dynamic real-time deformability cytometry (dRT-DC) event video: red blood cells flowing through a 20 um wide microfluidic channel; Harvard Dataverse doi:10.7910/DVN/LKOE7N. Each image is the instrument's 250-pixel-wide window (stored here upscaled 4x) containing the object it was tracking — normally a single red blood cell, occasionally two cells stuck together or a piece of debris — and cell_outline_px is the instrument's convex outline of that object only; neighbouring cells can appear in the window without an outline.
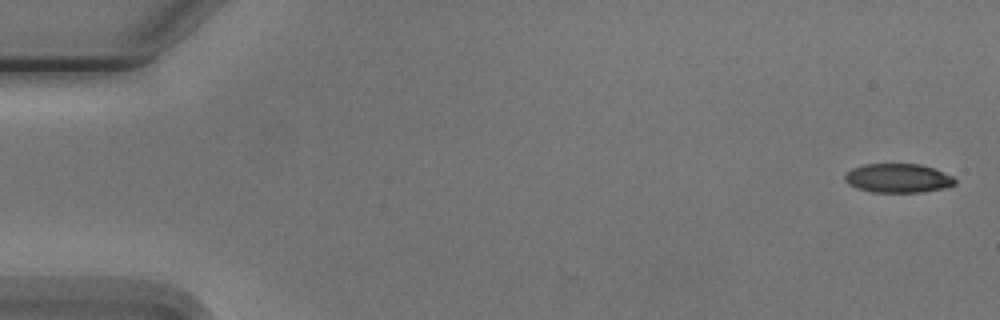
{"species": "Egyptian fruit bat (a non-hibernating species)", "species_latin": "Rousettus aegyptiacus", "temperature_condition": "cold", "stored_images_in_passage": 6, "camera_frame_rate_fps": 3000, "um_per_image_px": 0.085, "animal": {"sex": "male"}, "frame": {"image": 1, "passage_image": 1, "time_ms": 0.0, "image_size_px": [1000, 320], "cell_outline_px": [[956, 184], [944, 188], [920, 192], [872, 192], [856, 188], [848, 184], [844, 180], [844, 176], [852, 168], [864, 164], [920, 164], [932, 168], [952, 176], [956, 180]], "centroid_in_image_um": [76.3, 15.15], "position_along_channel_um": 8.7, "area_um2": 18.55}}
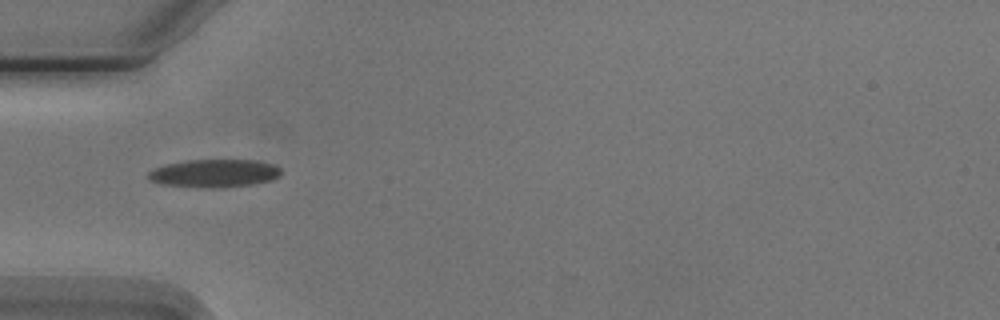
{"frame": {"image": 2, "passage_image": 5, "time_ms": 5.333, "image_size_px": [1000, 320], "cell_outline_px": [[280, 176], [272, 180], [252, 184], [224, 188], [204, 188], [160, 184], [148, 180], [148, 172], [156, 168], [168, 164], [188, 160], [256, 160], [276, 164], [280, 168]], "centroid_in_image_um": [18.24, 14.74], "position_along_channel_um": 66.8, "area_um2": 21.85}}
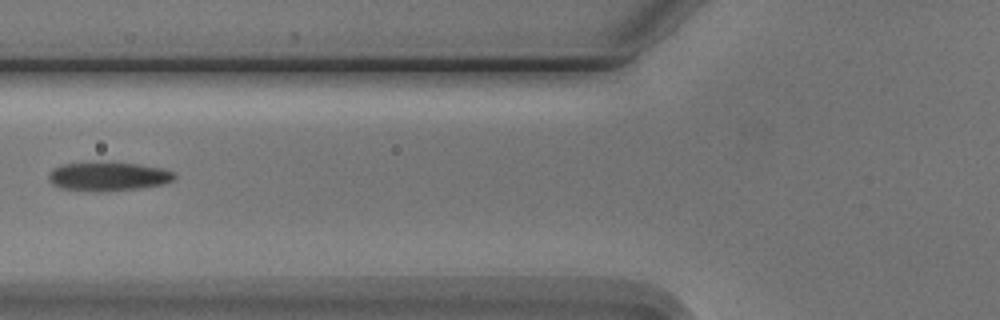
{"frame": {"image": 3, "passage_image": 6, "time_ms": 6.667, "image_size_px": [1000, 320], "cell_outline_px": [[176, 176], [172, 180], [164, 184], [140, 188], [60, 188], [52, 184], [48, 180], [48, 172], [52, 168], [60, 164], [108, 160], [136, 164], [160, 168], [172, 172]], "centroid_in_image_um": [9.15, 14.91], "position_along_channel_um": 116.7, "area_um2": 20.58}}